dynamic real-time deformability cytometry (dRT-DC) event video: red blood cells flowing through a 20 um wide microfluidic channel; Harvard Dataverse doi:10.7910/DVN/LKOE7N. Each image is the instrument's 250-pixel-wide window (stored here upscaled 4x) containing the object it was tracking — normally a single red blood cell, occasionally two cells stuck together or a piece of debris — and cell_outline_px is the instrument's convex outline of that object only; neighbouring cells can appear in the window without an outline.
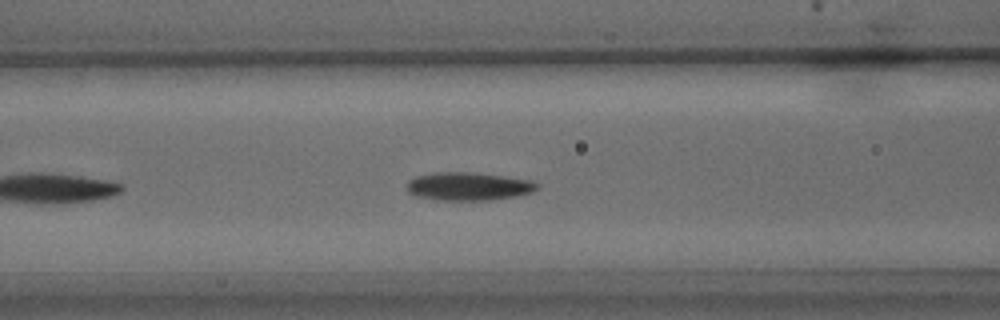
{"species": "common noctule bat (a hibernating species)", "species_latin": "Nyctalus noctula", "temperature_condition": "warm", "stored_images_in_passage": 8, "camera_frame_rate_fps": 3000, "um_per_image_px": 0.085, "animal": {"sex": "male", "body_mass_g": 15.6}, "frame": {"image": 1, "passage_image": 4, "time_ms": 1.0, "image_size_px": [1000, 320], "cell_outline_px": [[540, 188], [532, 192], [516, 196], [492, 200], [440, 200], [416, 196], [408, 192], [408, 180], [416, 176], [432, 172], [472, 172], [528, 180], [540, 184]], "centroid_in_image_um": [39.81, 15.84], "position_along_channel_um": 126.8, "area_um2": 21.33}}